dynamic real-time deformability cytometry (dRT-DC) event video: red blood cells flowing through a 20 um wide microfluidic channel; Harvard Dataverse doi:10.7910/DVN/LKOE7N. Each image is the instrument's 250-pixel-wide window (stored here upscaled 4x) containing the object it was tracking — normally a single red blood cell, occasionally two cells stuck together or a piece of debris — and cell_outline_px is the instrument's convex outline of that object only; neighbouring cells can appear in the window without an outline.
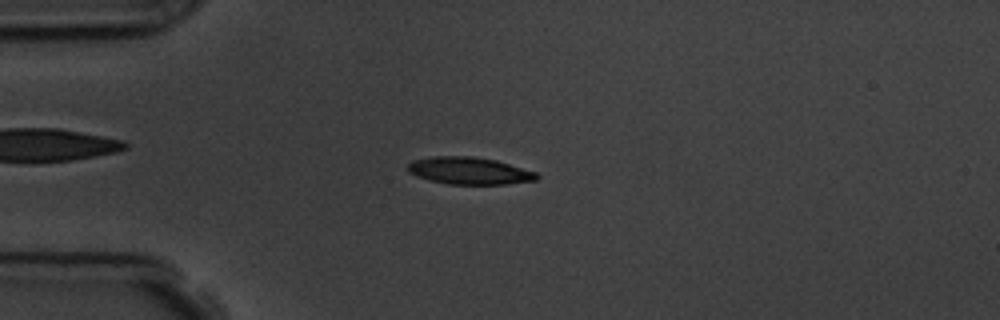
{"species": "common noctule bat (a hibernating species)", "species_latin": "Nyctalus noctula", "temperature_condition": "room temperature", "stored_images_in_passage": 56, "camera_frame_rate_fps": 3000, "um_per_image_px": 0.085, "animal": {"sex": "male", "body_mass_g": 19.5, "forearm_length_mm": 54.6}, "frame": {"image": 1, "passage_image": 14, "time_ms": 4.333, "image_size_px": [1000, 320], "cell_outline_px": [[540, 176], [536, 180], [504, 184], [448, 184], [428, 180], [416, 176], [408, 172], [408, 164], [412, 160], [432, 156], [472, 156], [496, 160], [536, 172]], "centroid_in_image_um": [39.86, 14.51], "position_along_channel_um": 45.1, "area_um2": 20.46}}
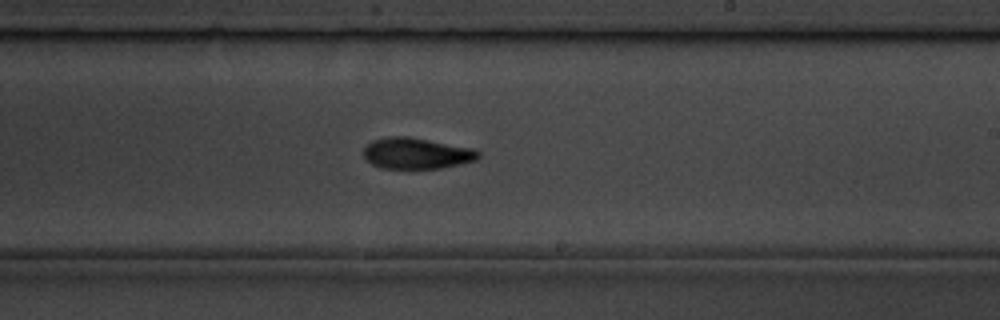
{"frame": {"image": 2, "passage_image": 33, "time_ms": 10.667, "image_size_px": [1000, 320], "cell_outline_px": [[480, 156], [476, 160], [440, 168], [380, 168], [372, 164], [364, 156], [364, 148], [372, 140], [388, 136], [408, 136], [472, 148], [480, 152]], "centroid_in_image_um": [35.39, 13.02], "position_along_channel_um": 253.6, "area_um2": 20.63}}
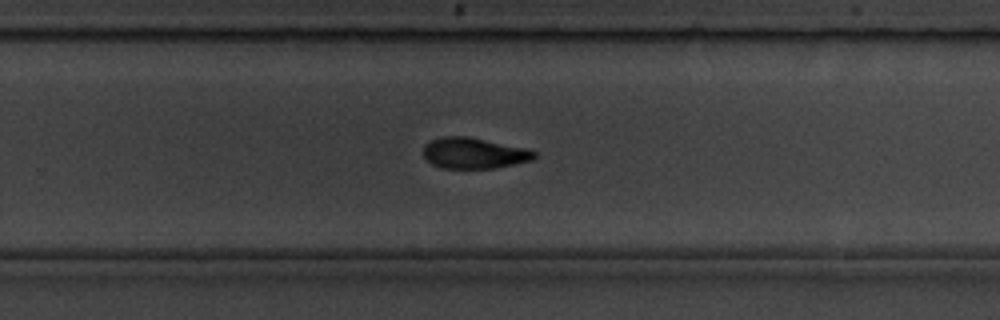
{"frame": {"image": 3, "passage_image": 36, "time_ms": 11.667, "image_size_px": [1000, 320], "cell_outline_px": [[536, 156], [532, 160], [516, 164], [496, 168], [440, 168], [432, 164], [424, 156], [424, 144], [432, 140], [444, 136], [468, 136], [524, 148], [536, 152]], "centroid_in_image_um": [40.28, 13.02], "position_along_channel_um": 289.5, "area_um2": 19.88}, "authors_computed_cell_mechanics": {"area_um2": 20.2878, "velocity_mm_per_s": 3.6149, "shape_relaxation_time_tau1_ms": 3.3214, "shape_relaxation_time_tau2_ms": 6.0214, "deformation_change_tau1": 0.1507, "deformation_change_tau2": 0.1212}}